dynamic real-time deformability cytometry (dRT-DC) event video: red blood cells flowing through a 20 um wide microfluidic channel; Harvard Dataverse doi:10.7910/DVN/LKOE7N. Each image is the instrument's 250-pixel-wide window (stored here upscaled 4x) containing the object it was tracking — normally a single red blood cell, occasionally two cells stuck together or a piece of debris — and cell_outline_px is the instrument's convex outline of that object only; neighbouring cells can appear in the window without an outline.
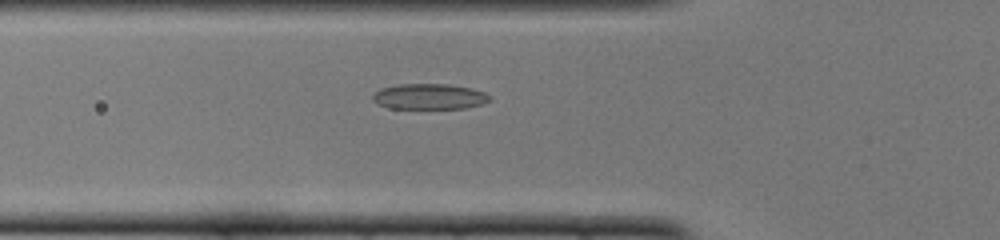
{"species": "common noctule bat (a hibernating species)", "species_latin": "Nyctalus noctula", "temperature_condition": "cold", "stored_images_in_passage": 37, "camera_frame_rate_fps": 3000, "um_per_image_px": 0.085, "animal": {"sex": "female", "body_mass_g": 22.0, "forearm_length_mm": 56.7}, "frame": {"image": 1, "passage_image": 4, "time_ms": 1.0, "image_size_px": [1000, 240], "cell_outline_px": [[492, 100], [484, 104], [464, 108], [388, 108], [376, 104], [372, 100], [372, 96], [380, 88], [400, 84], [448, 84], [472, 88], [484, 92], [492, 96]], "centroid_in_image_um": [36.52, 8.21], "position_along_channel_um": 89.3, "area_um2": 17.63}}
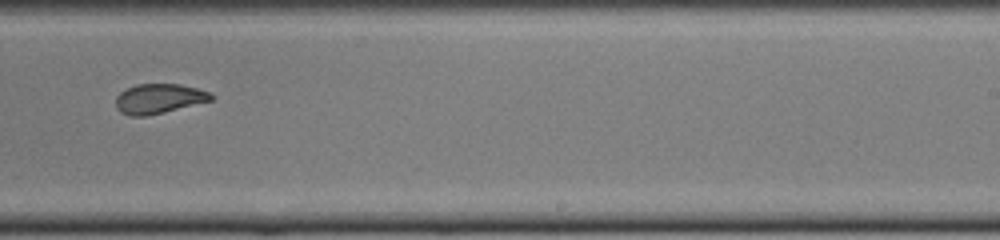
{"frame": {"image": 2, "passage_image": 18, "time_ms": 5.667, "image_size_px": [1000, 240], "cell_outline_px": [[212, 100], [148, 116], [132, 116], [120, 112], [116, 108], [116, 96], [120, 92], [136, 84], [180, 84], [212, 92]], "centroid_in_image_um": [13.49, 8.38], "position_along_channel_um": 275.5, "area_um2": 16.47}}
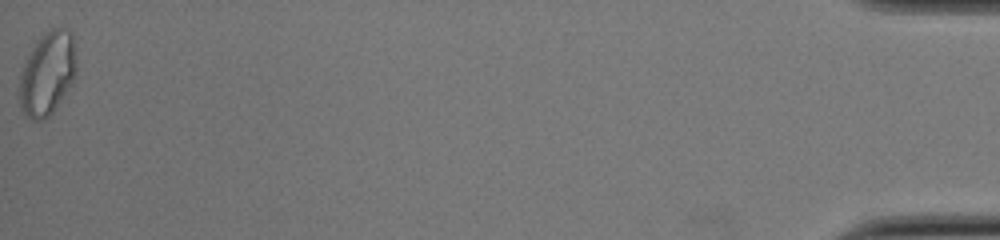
{"frame": {"image": 3, "passage_image": 37, "time_ms": 12.0, "image_size_px": [1000, 240], "cell_outline_px": [[76, 72], [72, 84], [52, 112], [44, 120], [32, 120], [20, 108], [20, 72], [28, 52], [40, 36], [44, 32], [52, 28], [64, 28], [72, 36], [76, 60]], "centroid_in_image_um": [4.02, 6.23], "position_along_channel_um": 431.2, "area_um2": 27.63}, "authors_computed_cell_mechanics": {"area_um2": 17.629, "velocity_mm_per_s": 3.9947, "shape_relaxation_time_tau1_ms": 5.505, "shape_relaxation_time_tau2_ms": 1.6321, "deformation_change_tau1": 0.1671, "deformation_change_tau2": 0.073}}